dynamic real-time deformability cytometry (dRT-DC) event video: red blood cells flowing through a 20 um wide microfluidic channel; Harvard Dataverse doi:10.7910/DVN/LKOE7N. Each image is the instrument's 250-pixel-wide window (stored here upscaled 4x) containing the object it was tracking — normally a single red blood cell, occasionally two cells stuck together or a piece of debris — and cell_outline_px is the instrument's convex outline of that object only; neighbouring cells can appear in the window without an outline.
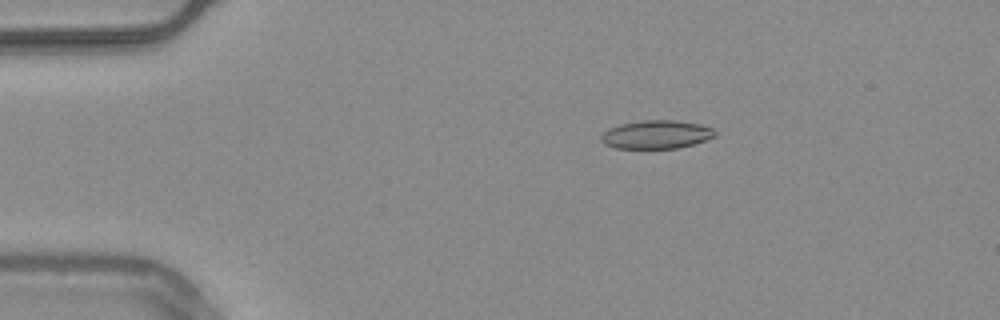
{"species": "common noctule bat (a hibernating species)", "species_latin": "Nyctalus noctula", "temperature_condition": "warm", "stored_images_in_passage": 55, "camera_frame_rate_fps": 3000, "um_per_image_px": 0.085, "animal": {"sex": "male", "body_mass_g": 20.4}, "frame": {"image": 1, "passage_image": 11, "time_ms": 3.333, "image_size_px": [1000, 320], "cell_outline_px": [[716, 136], [680, 148], [616, 148], [604, 144], [600, 140], [600, 136], [608, 128], [620, 124], [640, 120], [676, 120], [700, 124], [712, 128], [716, 132]], "centroid_in_image_um": [55.77, 11.42], "position_along_channel_um": 29.2, "area_um2": 18.9}}
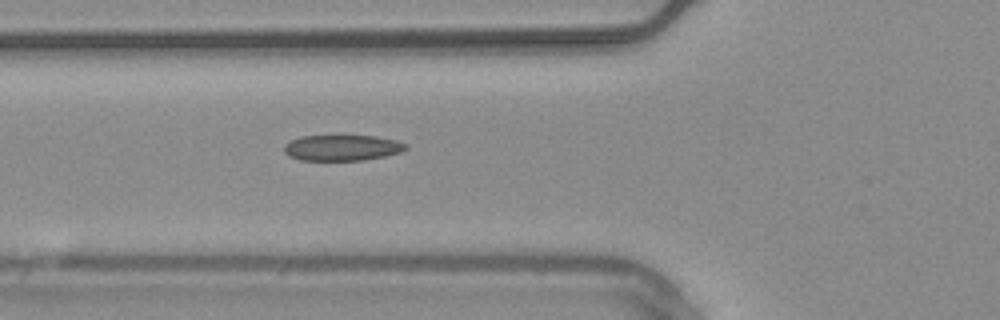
{"frame": {"image": 2, "passage_image": 21, "time_ms": 6.667, "image_size_px": [1000, 320], "cell_outline_px": [[408, 148], [400, 152], [384, 156], [364, 160], [300, 160], [288, 156], [284, 152], [284, 144], [300, 136], [340, 132], [376, 136], [396, 140], [408, 144]], "centroid_in_image_um": [29.06, 12.5], "position_along_channel_um": 96.7, "area_um2": 19.42}}
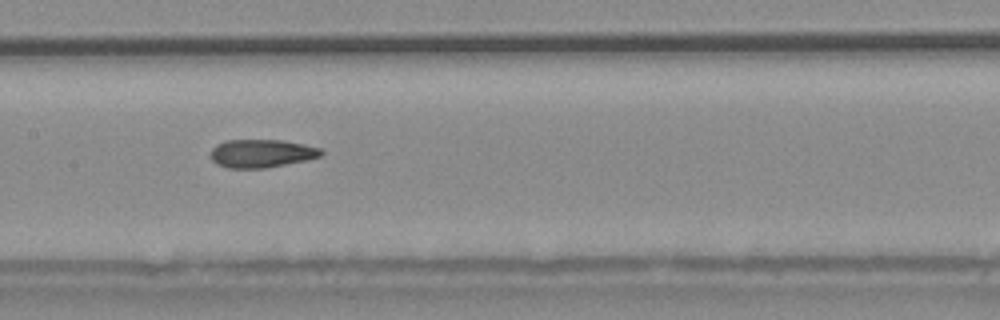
{"frame": {"image": 3, "passage_image": 28, "time_ms": 9.0, "image_size_px": [1000, 320], "cell_outline_px": [[324, 152], [320, 156], [304, 160], [264, 168], [228, 168], [216, 164], [212, 160], [212, 148], [216, 144], [224, 140], [284, 140], [324, 148]], "centroid_in_image_um": [22.24, 13.03], "position_along_channel_um": 185.2, "area_um2": 18.15}, "authors_computed_cell_mechanics": {"area_um2": 18.6694, "velocity_mm_per_s": 3.7617, "shape_relaxation_time_tau1_ms": null, "shape_relaxation_time_tau2_ms": 2.2956, "deformation_change_tau1": null, "deformation_change_tau2": 0.0849}}